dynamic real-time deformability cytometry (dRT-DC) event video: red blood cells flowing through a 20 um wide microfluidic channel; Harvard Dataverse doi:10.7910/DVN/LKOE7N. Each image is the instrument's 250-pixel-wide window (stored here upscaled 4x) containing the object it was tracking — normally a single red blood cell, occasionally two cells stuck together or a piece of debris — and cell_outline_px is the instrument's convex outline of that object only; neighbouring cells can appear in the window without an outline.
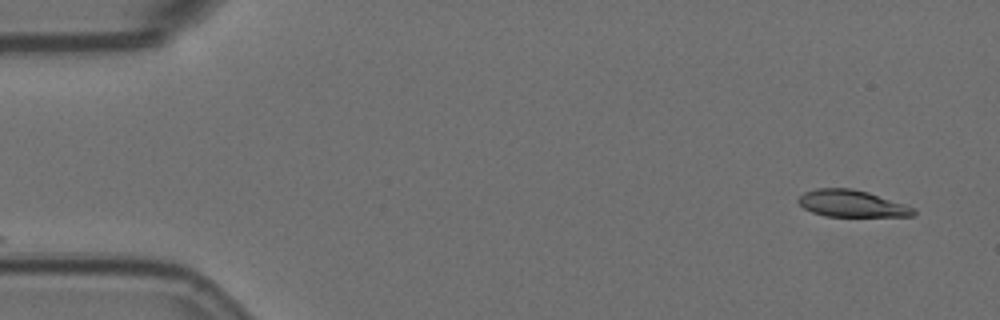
{"species": "Egyptian fruit bat (a non-hibernating species)", "species_latin": "Rousettus aegyptiacus", "temperature_condition": "room temperature", "stored_images_in_passage": 5, "camera_frame_rate_fps": 3000, "um_per_image_px": 0.085, "animal": {"sex": "female"}, "frame": {"image": 1, "passage_image": 1, "time_ms": 0.0, "image_size_px": [1000, 320], "cell_outline_px": [[916, 212], [912, 216], [824, 216], [812, 212], [804, 208], [796, 200], [804, 192], [816, 188], [852, 188], [868, 192], [916, 208]], "centroid_in_image_um": [72.38, 17.3], "position_along_channel_um": 12.6, "area_um2": 17.98}}